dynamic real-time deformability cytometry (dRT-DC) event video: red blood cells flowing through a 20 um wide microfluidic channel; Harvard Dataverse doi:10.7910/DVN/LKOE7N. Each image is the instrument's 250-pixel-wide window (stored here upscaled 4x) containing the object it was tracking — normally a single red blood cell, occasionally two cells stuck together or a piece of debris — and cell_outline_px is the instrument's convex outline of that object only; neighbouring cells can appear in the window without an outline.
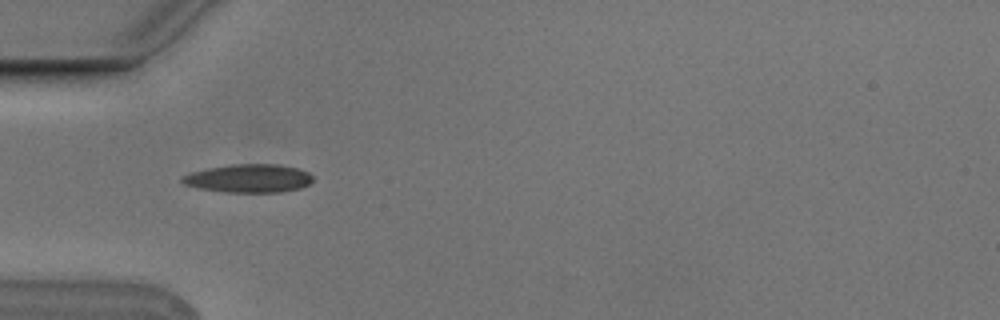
{"species": "Egyptian fruit bat (a non-hibernating species)", "species_latin": "Rousettus aegyptiacus", "temperature_condition": "cold", "stored_images_in_passage": 3, "camera_frame_rate_fps": 3000, "um_per_image_px": 0.085, "animal": {"sex": "male"}, "frame": {"image": 1, "passage_image": 2, "time_ms": 0.333, "image_size_px": [1000, 320], "cell_outline_px": [[312, 180], [308, 184], [300, 188], [280, 192], [224, 192], [200, 188], [184, 184], [180, 180], [184, 176], [192, 172], [208, 168], [232, 164], [280, 164], [296, 168], [308, 172], [312, 176]], "centroid_in_image_um": [21.15, 15.16], "position_along_channel_um": 63.8, "area_um2": 21.39}}